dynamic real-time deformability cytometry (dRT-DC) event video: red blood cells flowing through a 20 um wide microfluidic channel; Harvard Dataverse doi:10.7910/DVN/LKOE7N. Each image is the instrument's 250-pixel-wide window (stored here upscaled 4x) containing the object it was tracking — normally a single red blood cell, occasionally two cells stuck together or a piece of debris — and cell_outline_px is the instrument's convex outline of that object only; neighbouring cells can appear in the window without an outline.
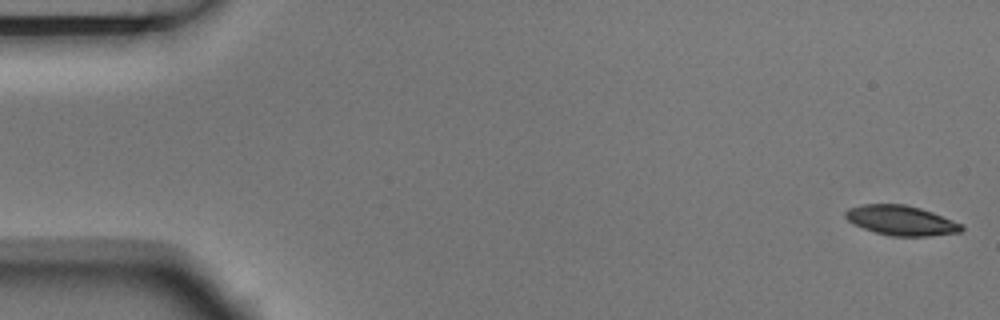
{"species": "Egyptian fruit bat (a non-hibernating species)", "species_latin": "Rousettus aegyptiacus", "temperature_condition": "room temperature", "stored_images_in_passage": 6, "segment_of_instrument_passage": [1, 2], "camera_frame_rate_fps": 3000, "um_per_image_px": 0.085, "animal": {"sex": "male"}, "frame": {"image": 1, "passage_image": 1, "time_ms": 0.0, "image_size_px": [1000, 320], "cell_outline_px": [[964, 228], [960, 232], [932, 236], [892, 236], [876, 232], [864, 228], [848, 220], [844, 216], [844, 212], [848, 208], [860, 204], [904, 204], [920, 208], [932, 212], [964, 224]], "centroid_in_image_um": [76.62, 18.73], "position_along_channel_um": 8.4, "area_um2": 20.17}}
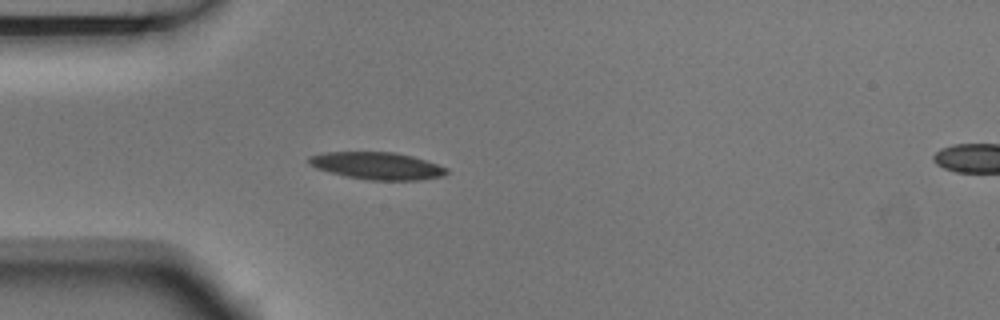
{"frame": {"image": 2, "passage_image": 5, "time_ms": 1.333, "image_size_px": [1000, 320], "cell_outline_px": [[448, 172], [440, 176], [420, 180], [368, 180], [344, 176], [328, 172], [316, 168], [308, 164], [308, 156], [324, 152], [396, 152], [412, 156], [448, 168]], "centroid_in_image_um": [32.0, 14.09], "position_along_channel_um": 53.0, "area_um2": 21.91}}